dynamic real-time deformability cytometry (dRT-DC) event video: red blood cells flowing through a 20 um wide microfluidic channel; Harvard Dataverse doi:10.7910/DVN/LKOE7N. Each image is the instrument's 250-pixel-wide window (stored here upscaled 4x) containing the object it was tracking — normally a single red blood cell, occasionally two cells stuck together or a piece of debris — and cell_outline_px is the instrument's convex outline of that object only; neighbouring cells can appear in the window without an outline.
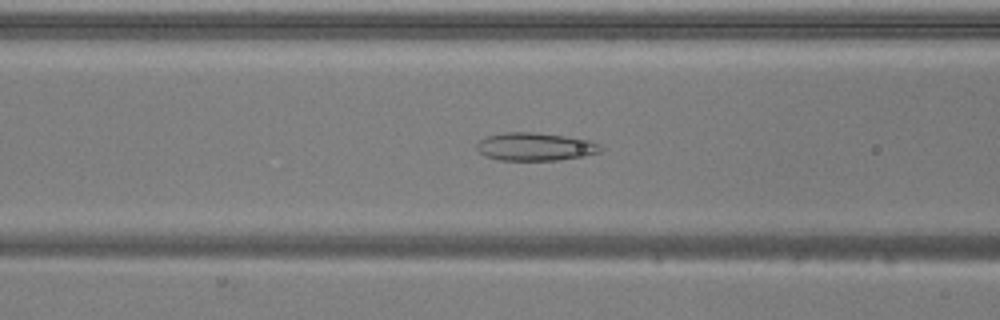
{"species": "common noctule bat (a hibernating species)", "species_latin": "Nyctalus noctula", "temperature_condition": "warm", "stored_images_in_passage": 48, "camera_frame_rate_fps": 3000, "um_per_image_px": 0.085, "animal": {"sex": "male", "body_mass_g": 20.5, "forearm_length_mm": 52.5}, "frame": {"image": 1, "passage_image": 17, "time_ms": 5.333, "image_size_px": [1000, 320], "cell_outline_px": [[604, 148], [600, 152], [584, 156], [560, 160], [500, 160], [484, 156], [476, 148], [476, 144], [480, 140], [488, 136], [504, 132], [532, 132], [564, 136], [588, 140], [600, 144]], "centroid_in_image_um": [45.5, 12.47], "position_along_channel_um": 121.1, "area_um2": 20.23}}
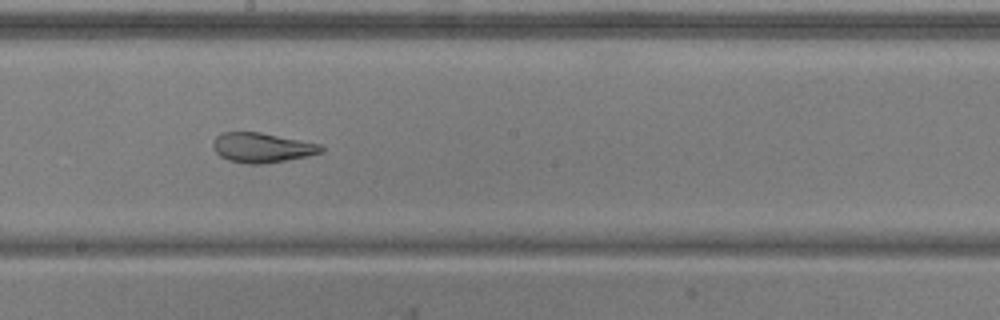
{"frame": {"image": 2, "passage_image": 25, "time_ms": 8.0, "image_size_px": [1000, 320], "cell_outline_px": [[324, 152], [308, 156], [264, 164], [248, 164], [228, 160], [220, 156], [212, 148], [212, 144], [216, 136], [224, 132], [260, 132], [320, 144], [324, 148]], "centroid_in_image_um": [22.27, 12.55], "position_along_channel_um": 225.9, "area_um2": 18.79}}
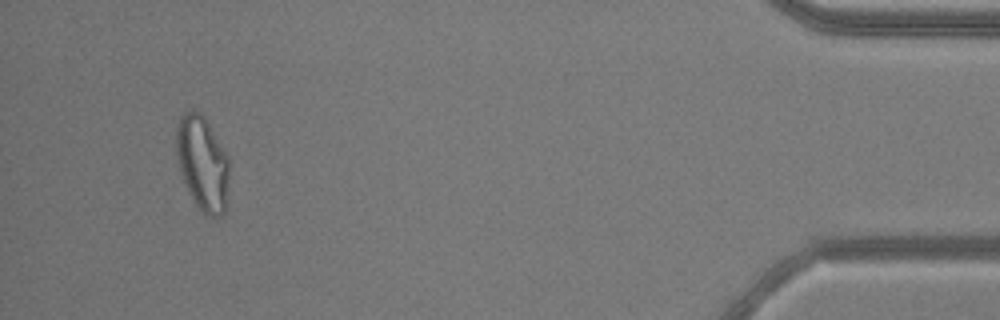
{"frame": {"image": 3, "passage_image": 45, "time_ms": 14.667, "image_size_px": [1000, 320], "cell_outline_px": [[228, 208], [220, 216], [208, 216], [200, 212], [188, 192], [176, 156], [176, 124], [180, 116], [184, 112], [192, 108], [200, 112], [204, 116], [228, 156]], "centroid_in_image_um": [17.21, 13.88], "position_along_channel_um": 418.0, "area_um2": 29.59}, "authors_computed_cell_mechanics": {"area_um2": 25.5476, "velocity_mm_per_s": 3.9206, "shape_relaxation_time_tau1_ms": null, "shape_relaxation_time_tau2_ms": 1.4944, "deformation_change_tau1": null, "deformation_change_tau2": 0.0928}}